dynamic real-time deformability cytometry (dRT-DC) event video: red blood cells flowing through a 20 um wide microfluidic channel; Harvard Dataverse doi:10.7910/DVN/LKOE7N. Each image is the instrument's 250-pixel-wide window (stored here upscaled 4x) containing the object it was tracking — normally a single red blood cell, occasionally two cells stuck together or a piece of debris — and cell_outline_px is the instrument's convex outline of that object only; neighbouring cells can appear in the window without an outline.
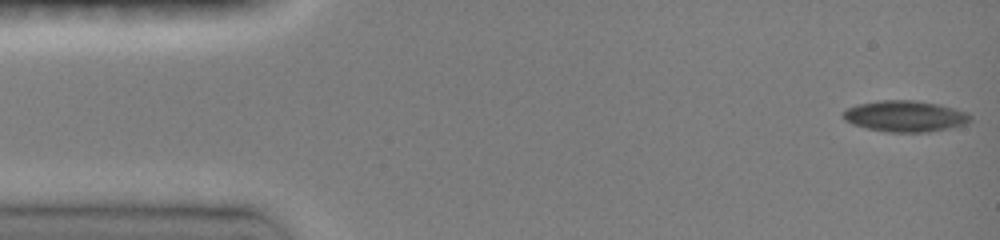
{"species": "common noctule bat (a hibernating species)", "species_latin": "Nyctalus noctula", "temperature_condition": "room temperature", "stored_images_in_passage": 16, "camera_frame_rate_fps": 3000, "um_per_image_px": 0.085, "animal": {"sex": "female", "body_mass_g": 19.0, "forearm_length_mm": 51.5}, "frame": {"image": 1, "passage_image": 1, "time_ms": 0.0, "image_size_px": [1000, 240], "cell_outline_px": [[972, 120], [964, 124], [948, 128], [928, 132], [888, 132], [868, 128], [852, 124], [844, 120], [840, 112], [856, 104], [880, 100], [912, 100], [940, 104], [968, 112], [972, 116]], "centroid_in_image_um": [76.92, 9.87], "position_along_channel_um": 8.1, "area_um2": 23.24}}
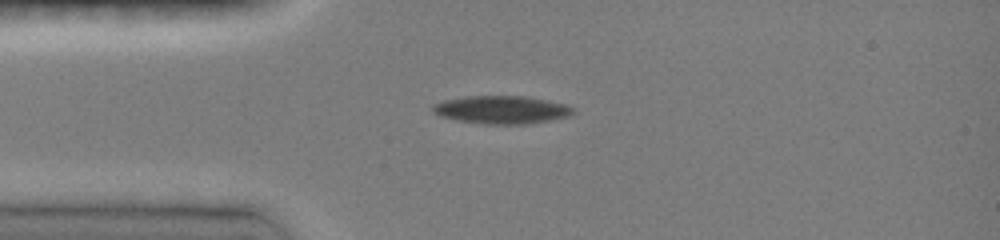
{"frame": {"image": 2, "passage_image": 8, "time_ms": 3.333, "image_size_px": [1000, 240], "cell_outline_px": [[576, 112], [568, 116], [528, 124], [484, 124], [460, 120], [440, 116], [432, 112], [432, 104], [444, 100], [464, 96], [524, 96], [568, 104]], "centroid_in_image_um": [42.62, 9.32], "position_along_channel_um": 42.4, "area_um2": 22.83}}
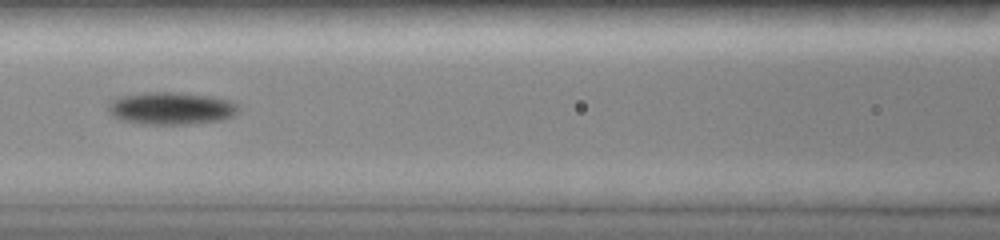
{"frame": {"image": 3, "passage_image": 14, "time_ms": 6.333, "image_size_px": [1000, 240], "cell_outline_px": [[240, 112], [224, 120], [192, 124], [140, 124], [120, 120], [112, 116], [108, 112], [108, 104], [112, 96], [144, 92], [176, 92], [212, 96], [232, 100], [240, 104]], "centroid_in_image_um": [14.54, 9.2], "position_along_channel_um": 152.1, "area_um2": 25.55}}